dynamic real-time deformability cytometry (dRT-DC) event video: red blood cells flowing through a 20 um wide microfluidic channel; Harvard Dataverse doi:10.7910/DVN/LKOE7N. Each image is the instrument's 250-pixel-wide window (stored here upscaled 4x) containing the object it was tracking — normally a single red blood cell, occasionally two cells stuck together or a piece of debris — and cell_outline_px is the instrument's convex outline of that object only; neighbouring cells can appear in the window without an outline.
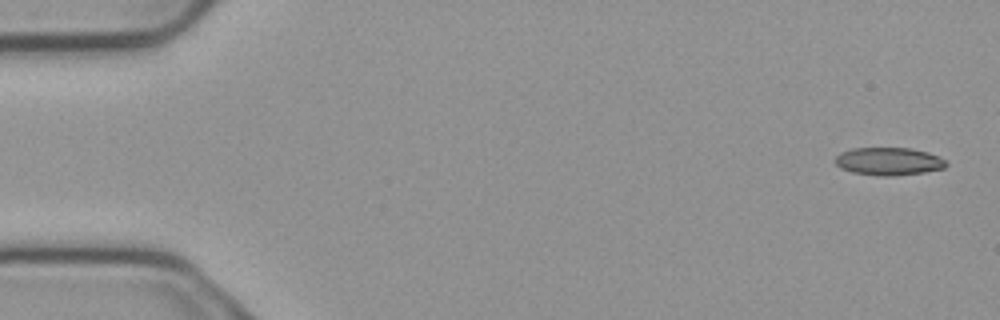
{"species": "common noctule bat (a hibernating species)", "species_latin": "Nyctalus noctula", "temperature_condition": "cold", "stored_images_in_passage": 6, "segment_of_instrument_passage": [2, 2], "camera_frame_rate_fps": 3000, "um_per_image_px": 0.085, "animal": {"sex": "male", "body_mass_g": 23.1, "forearm_length_mm": 52.7}, "frame": {"image": 1, "passage_image": 6, "time_ms": 1.667, "image_size_px": [1000, 320], "cell_outline_px": [[948, 164], [944, 168], [924, 172], [892, 176], [880, 176], [852, 172], [840, 168], [836, 164], [836, 156], [840, 152], [852, 148], [912, 148], [928, 152], [940, 156]], "centroid_in_image_um": [75.54, 13.71], "position_along_channel_um": 9.5, "area_um2": 18.03}}